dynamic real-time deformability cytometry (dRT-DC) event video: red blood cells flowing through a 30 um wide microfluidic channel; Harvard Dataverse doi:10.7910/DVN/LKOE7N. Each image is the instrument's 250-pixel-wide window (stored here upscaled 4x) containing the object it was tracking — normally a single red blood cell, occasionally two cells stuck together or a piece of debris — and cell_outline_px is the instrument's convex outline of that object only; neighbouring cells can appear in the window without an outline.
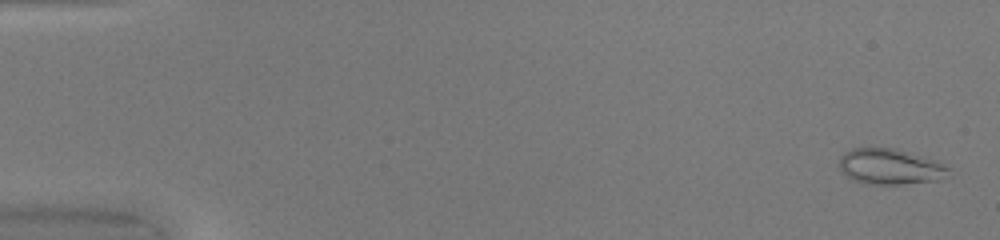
{"species": "common noctule bat (a hibernating species)", "species_latin": "Nyctalus noctula", "temperature_condition": "warm", "stored_images_in_passage": 50, "camera_frame_rate_fps": 3000, "um_per_image_px": 0.085, "animal": {"sex": "female", "body_mass_g": 20.0, "forearm_length_mm": 54.0}, "frame": {"image": 1, "passage_image": 2, "time_ms": 0.333, "image_size_px": [1000, 240], "cell_outline_px": [[948, 168], [940, 180], [900, 184], [864, 184], [852, 180], [840, 168], [840, 156], [844, 152], [852, 148], [896, 148], [936, 160]], "centroid_in_image_um": [75.61, 14.16], "position_along_channel_um": 9.4, "area_um2": 22.48}}
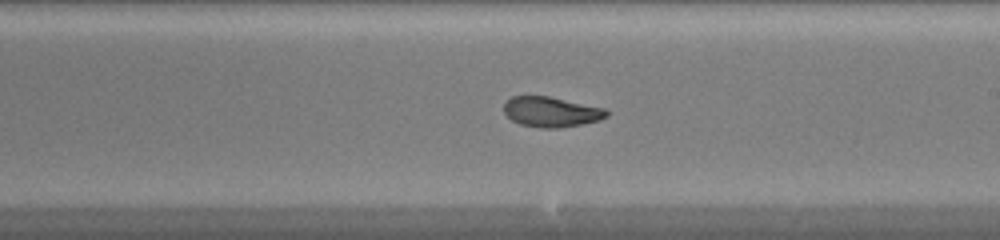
{"frame": {"image": 2, "passage_image": 30, "time_ms": 9.667, "image_size_px": [1000, 240], "cell_outline_px": [[608, 116], [600, 120], [580, 124], [556, 128], [544, 128], [520, 124], [512, 120], [504, 112], [504, 104], [512, 96], [548, 96], [604, 108], [608, 112]], "centroid_in_image_um": [46.85, 9.51], "position_along_channel_um": 242.2, "area_um2": 17.8}}
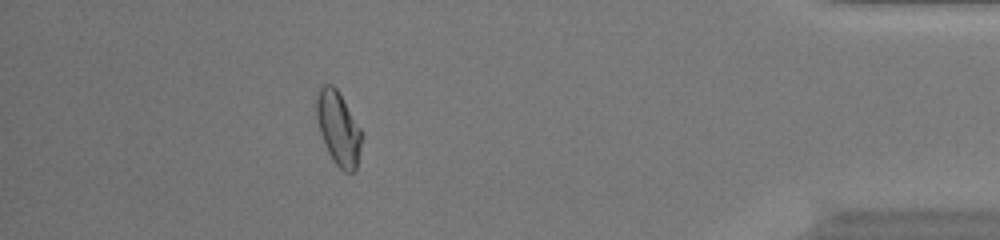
{"frame": {"image": 3, "passage_image": 45, "time_ms": 14.667, "image_size_px": [1000, 240], "cell_outline_px": [[364, 136], [356, 168], [352, 172], [344, 172], [332, 160], [324, 144], [320, 132], [316, 116], [316, 96], [320, 88], [324, 84], [332, 84], [336, 88], [360, 128]], "centroid_in_image_um": [28.76, 10.93], "position_along_channel_um": 406.4, "area_um2": 19.36}, "authors_computed_cell_mechanics": {"area_um2": 19.9699, "velocity_mm_per_s": 4.2034, "shape_relaxation_time_tau1_ms": null, "shape_relaxation_time_tau2_ms": 0.9766, "deformation_change_tau1": null, "deformation_change_tau2": 0.0599}}